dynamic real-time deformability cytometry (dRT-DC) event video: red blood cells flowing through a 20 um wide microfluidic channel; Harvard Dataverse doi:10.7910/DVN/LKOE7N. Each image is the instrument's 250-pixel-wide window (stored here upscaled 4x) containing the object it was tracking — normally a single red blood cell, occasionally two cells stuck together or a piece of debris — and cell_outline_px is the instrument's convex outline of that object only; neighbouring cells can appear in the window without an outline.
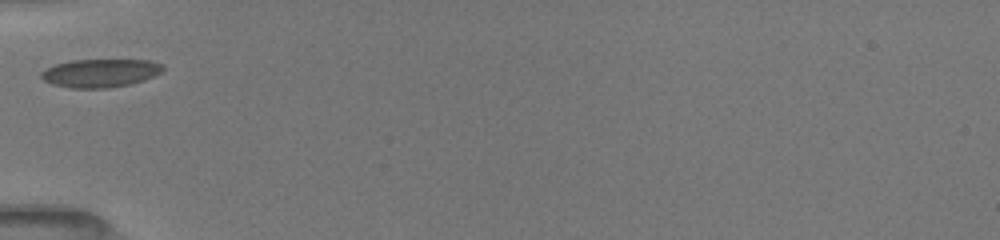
{"species": "common noctule bat (a hibernating species)", "species_latin": "Nyctalus noctula", "temperature_condition": "room temperature", "stored_images_in_passage": 16, "camera_frame_rate_fps": 3000, "um_per_image_px": 0.085, "animal": {"sex": "female", "body_mass_g": 19.5, "forearm_length_mm": 54.1}, "frame": {"image": 1, "passage_image": 1, "time_ms": 0.0, "image_size_px": [1000, 240], "cell_outline_px": [[164, 68], [160, 72], [144, 80], [128, 84], [108, 88], [68, 88], [52, 84], [44, 80], [40, 76], [40, 72], [44, 68], [56, 64], [72, 60], [148, 60], [160, 64]], "centroid_in_image_um": [8.45, 6.21], "position_along_channel_um": 76.5, "area_um2": 19.94}}
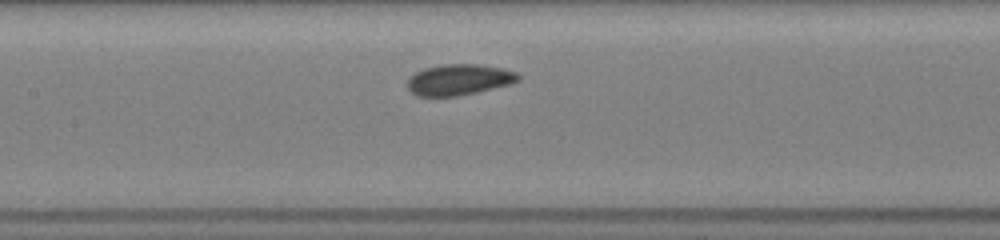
{"frame": {"image": 2, "passage_image": 7, "time_ms": 2.333, "image_size_px": [1000, 240], "cell_outline_px": [[520, 80], [512, 84], [460, 96], [416, 96], [408, 88], [408, 76], [424, 68], [444, 64], [476, 64], [500, 68], [516, 72], [520, 76]], "centroid_in_image_um": [39.02, 6.78], "position_along_channel_um": 168.4, "area_um2": 20.06}}
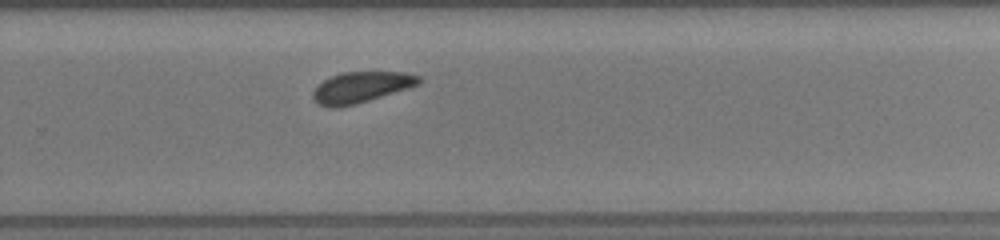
{"frame": {"image": 3, "passage_image": 16, "time_ms": 5.667, "image_size_px": [1000, 240], "cell_outline_px": [[424, 80], [420, 84], [408, 88], [356, 104], [340, 108], [328, 108], [316, 104], [312, 96], [312, 92], [324, 80], [332, 76], [344, 72], [408, 72], [420, 76]], "centroid_in_image_um": [30.71, 7.43], "position_along_channel_um": 299.1, "area_um2": 19.25}}